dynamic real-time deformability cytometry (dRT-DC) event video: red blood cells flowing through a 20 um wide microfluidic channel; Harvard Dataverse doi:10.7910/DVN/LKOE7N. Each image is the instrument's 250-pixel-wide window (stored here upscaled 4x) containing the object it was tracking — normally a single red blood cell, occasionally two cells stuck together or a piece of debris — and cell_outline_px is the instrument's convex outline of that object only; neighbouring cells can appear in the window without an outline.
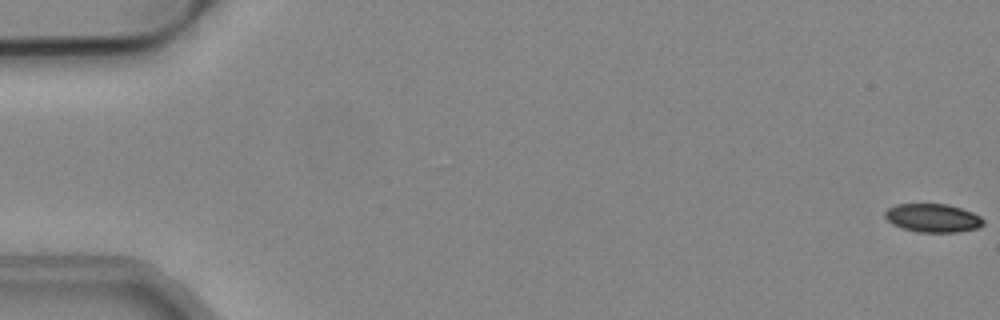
{"species": "common noctule bat (a hibernating species)", "species_latin": "Nyctalus noctula", "temperature_condition": "cold", "stored_images_in_passage": 55, "camera_frame_rate_fps": 3000, "um_per_image_px": 0.085, "animal": {"sex": "male", "body_mass_g": 19.2, "forearm_length_mm": 51.8}, "frame": {"image": 1, "passage_image": 1, "time_ms": 0.0, "image_size_px": [1000, 320], "cell_outline_px": [[984, 224], [976, 228], [960, 232], [916, 232], [892, 224], [884, 216], [884, 212], [888, 208], [896, 204], [948, 204], [972, 212], [980, 216], [984, 220]], "centroid_in_image_um": [79.29, 18.53], "position_along_channel_um": 5.7, "area_um2": 16.3}}
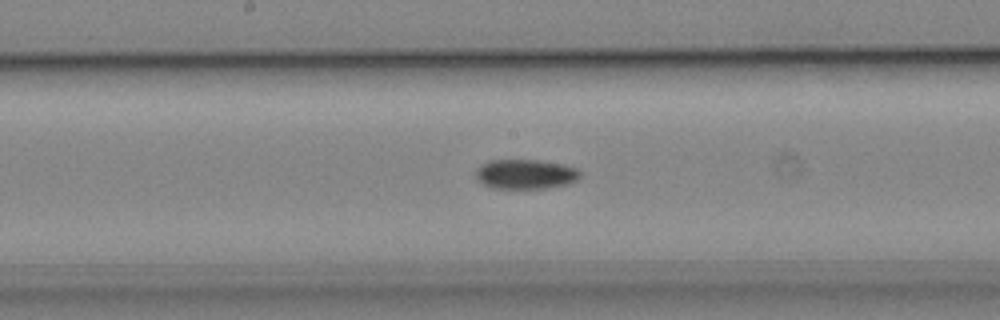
{"frame": {"image": 2, "passage_image": 29, "time_ms": 9.333, "image_size_px": [1000, 320], "cell_outline_px": [[580, 176], [576, 180], [568, 184], [544, 188], [496, 188], [484, 184], [476, 180], [476, 168], [480, 164], [488, 160], [536, 160], [564, 164], [576, 168], [580, 172]], "centroid_in_image_um": [44.64, 14.79], "position_along_channel_um": 203.6, "area_um2": 18.03}}
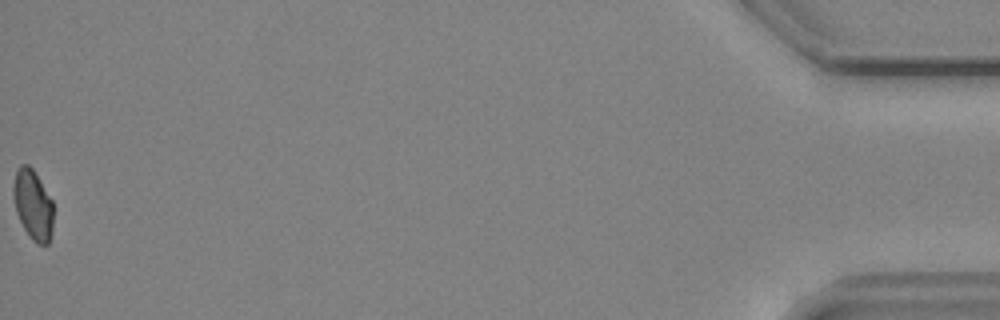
{"frame": {"image": 3, "passage_image": 55, "time_ms": 18.0, "image_size_px": [1000, 320], "cell_outline_px": [[52, 232], [48, 244], [36, 244], [32, 240], [24, 228], [16, 212], [12, 196], [12, 188], [16, 168], [20, 164], [28, 164], [32, 168], [52, 200]], "centroid_in_image_um": [2.77, 17.38], "position_along_channel_um": 432.4, "area_um2": 16.36}}